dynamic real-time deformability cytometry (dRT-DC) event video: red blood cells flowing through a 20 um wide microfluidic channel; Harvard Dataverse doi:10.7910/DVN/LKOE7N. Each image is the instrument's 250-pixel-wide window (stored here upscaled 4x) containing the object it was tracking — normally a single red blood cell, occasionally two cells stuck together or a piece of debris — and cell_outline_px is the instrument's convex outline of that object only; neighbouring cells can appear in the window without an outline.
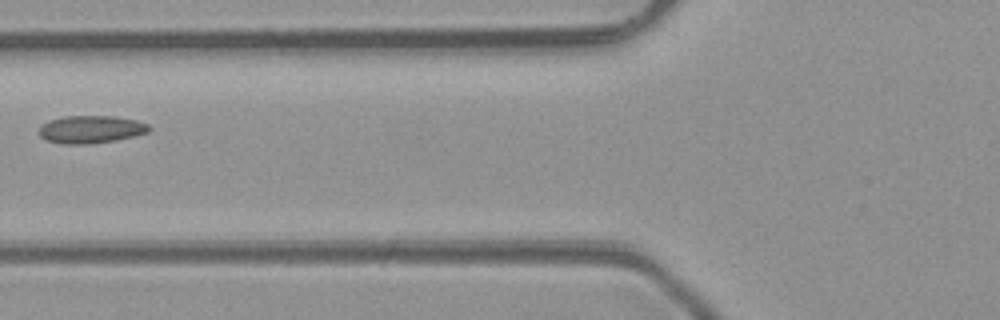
{"species": "common noctule bat (a hibernating species)", "species_latin": "Nyctalus noctula", "temperature_condition": "room temperature", "stored_images_in_passage": 3, "camera_frame_rate_fps": 3000, "um_per_image_px": 0.085, "animal": {"sex": "male", "body_mass_g": 23.1, "forearm_length_mm": 52.7}, "frame": {"image": 1, "passage_image": 2, "time_ms": 1.333, "image_size_px": [1000, 320], "cell_outline_px": [[152, 128], [148, 132], [116, 140], [88, 144], [64, 144], [44, 140], [40, 136], [40, 124], [48, 120], [64, 116], [116, 116], [136, 120], [148, 124]], "centroid_in_image_um": [7.7, 10.99], "position_along_channel_um": 118.1, "area_um2": 17.86}}
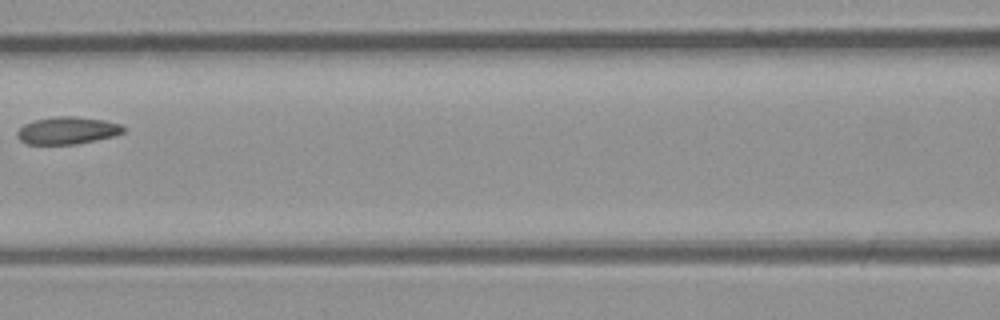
{"frame": {"image": 2, "passage_image": 3, "time_ms": 2.333, "image_size_px": [1000, 320], "cell_outline_px": [[124, 132], [112, 136], [76, 144], [28, 144], [20, 140], [16, 136], [16, 132], [24, 124], [36, 120], [56, 116], [76, 116], [104, 120], [120, 124], [124, 128]], "centroid_in_image_um": [5.7, 11.09], "position_along_channel_um": 160.9, "area_um2": 16.76}}